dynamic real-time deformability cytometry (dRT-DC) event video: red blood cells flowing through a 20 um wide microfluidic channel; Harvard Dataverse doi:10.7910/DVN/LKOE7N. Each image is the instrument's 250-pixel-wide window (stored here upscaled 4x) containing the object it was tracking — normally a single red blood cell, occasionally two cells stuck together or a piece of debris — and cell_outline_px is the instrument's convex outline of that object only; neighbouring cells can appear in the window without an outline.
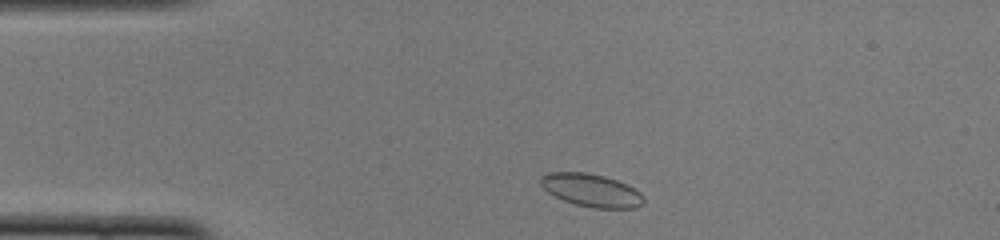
{"species": "common noctule bat (a hibernating species)", "species_latin": "Nyctalus noctula", "temperature_condition": "cold", "stored_images_in_passage": 43, "camera_frame_rate_fps": 3000, "um_per_image_px": 0.085, "animal": {"sex": "female", "body_mass_g": 22.0, "forearm_length_mm": 56.7}, "frame": {"image": 1, "passage_image": 3, "time_ms": 0.667, "image_size_px": [1000, 240], "cell_outline_px": [[644, 204], [636, 208], [592, 208], [576, 204], [564, 200], [548, 192], [540, 184], [540, 176], [548, 172], [584, 172], [604, 176], [616, 180], [640, 192], [644, 196]], "centroid_in_image_um": [50.26, 16.17], "position_along_channel_um": 34.7, "area_um2": 19.65}}
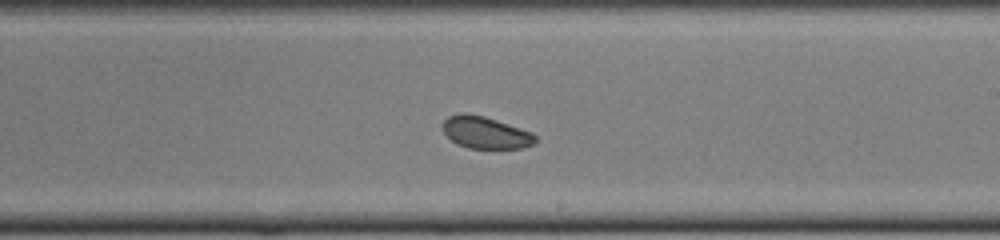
{"frame": {"image": 2, "passage_image": 22, "time_ms": 7.0, "image_size_px": [1000, 240], "cell_outline_px": [[536, 140], [532, 144], [524, 148], [468, 148], [456, 144], [444, 132], [444, 120], [448, 116], [460, 112], [464, 112], [484, 116], [532, 132], [536, 136]], "centroid_in_image_um": [41.26, 11.26], "position_along_channel_um": 247.7, "area_um2": 17.17}}
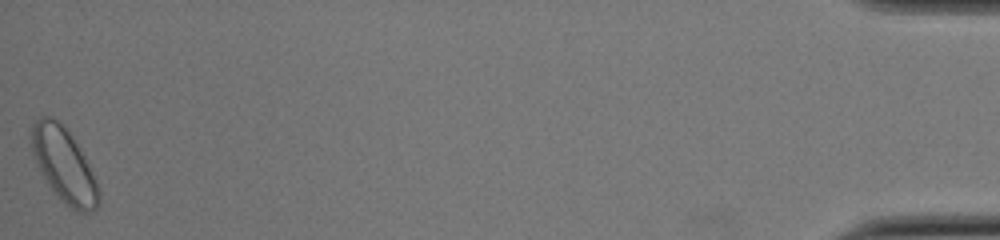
{"frame": {"image": 3, "passage_image": 43, "time_ms": 14.0, "image_size_px": [1000, 240], "cell_outline_px": [[100, 200], [96, 208], [92, 212], [76, 212], [56, 196], [48, 184], [36, 164], [32, 152], [32, 124], [40, 116], [52, 116], [64, 124], [88, 164], [96, 180], [100, 192]], "centroid_in_image_um": [5.44, 14.04], "position_along_channel_um": 429.8, "area_um2": 28.9}, "authors_computed_cell_mechanics": {"area_um2": 18.2648, "velocity_mm_per_s": 3.9516, "shape_relaxation_time_tau1_ms": 2.168, "shape_relaxation_time_tau2_ms": 3.9863, "deformation_change_tau1": 0.0498, "deformation_change_tau2": 0.0705}}